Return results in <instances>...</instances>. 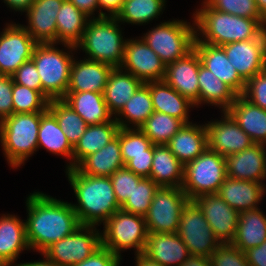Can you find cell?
<instances>
[{"label": "cell", "instance_id": "cell-5", "mask_svg": "<svg viewBox=\"0 0 266 266\" xmlns=\"http://www.w3.org/2000/svg\"><path fill=\"white\" fill-rule=\"evenodd\" d=\"M44 113H13L0 122V143L10 167L17 169L38 150V131Z\"/></svg>", "mask_w": 266, "mask_h": 266}, {"label": "cell", "instance_id": "cell-47", "mask_svg": "<svg viewBox=\"0 0 266 266\" xmlns=\"http://www.w3.org/2000/svg\"><path fill=\"white\" fill-rule=\"evenodd\" d=\"M212 266H250L245 252L232 244H221L210 256Z\"/></svg>", "mask_w": 266, "mask_h": 266}, {"label": "cell", "instance_id": "cell-59", "mask_svg": "<svg viewBox=\"0 0 266 266\" xmlns=\"http://www.w3.org/2000/svg\"><path fill=\"white\" fill-rule=\"evenodd\" d=\"M15 266H58L56 263L48 261L46 258L40 261L20 263Z\"/></svg>", "mask_w": 266, "mask_h": 266}, {"label": "cell", "instance_id": "cell-49", "mask_svg": "<svg viewBox=\"0 0 266 266\" xmlns=\"http://www.w3.org/2000/svg\"><path fill=\"white\" fill-rule=\"evenodd\" d=\"M11 77L14 83L37 90L42 94L41 79L32 59L23 63Z\"/></svg>", "mask_w": 266, "mask_h": 266}, {"label": "cell", "instance_id": "cell-4", "mask_svg": "<svg viewBox=\"0 0 266 266\" xmlns=\"http://www.w3.org/2000/svg\"><path fill=\"white\" fill-rule=\"evenodd\" d=\"M119 24L116 17L90 18L76 49L83 50L88 55L86 59L120 67L127 39L123 38Z\"/></svg>", "mask_w": 266, "mask_h": 266}, {"label": "cell", "instance_id": "cell-28", "mask_svg": "<svg viewBox=\"0 0 266 266\" xmlns=\"http://www.w3.org/2000/svg\"><path fill=\"white\" fill-rule=\"evenodd\" d=\"M150 95L153 109L156 112L168 114L182 120L185 124L189 121V109L194 104L173 89L165 80L149 82Z\"/></svg>", "mask_w": 266, "mask_h": 266}, {"label": "cell", "instance_id": "cell-46", "mask_svg": "<svg viewBox=\"0 0 266 266\" xmlns=\"http://www.w3.org/2000/svg\"><path fill=\"white\" fill-rule=\"evenodd\" d=\"M210 7L246 18H261L255 0H204Z\"/></svg>", "mask_w": 266, "mask_h": 266}, {"label": "cell", "instance_id": "cell-32", "mask_svg": "<svg viewBox=\"0 0 266 266\" xmlns=\"http://www.w3.org/2000/svg\"><path fill=\"white\" fill-rule=\"evenodd\" d=\"M143 82L120 67H114L108 77L103 96L114 117L122 110Z\"/></svg>", "mask_w": 266, "mask_h": 266}, {"label": "cell", "instance_id": "cell-9", "mask_svg": "<svg viewBox=\"0 0 266 266\" xmlns=\"http://www.w3.org/2000/svg\"><path fill=\"white\" fill-rule=\"evenodd\" d=\"M226 178L225 157L207 148L184 166L181 188L189 200H194L201 195L216 194Z\"/></svg>", "mask_w": 266, "mask_h": 266}, {"label": "cell", "instance_id": "cell-45", "mask_svg": "<svg viewBox=\"0 0 266 266\" xmlns=\"http://www.w3.org/2000/svg\"><path fill=\"white\" fill-rule=\"evenodd\" d=\"M142 178L143 177L136 175L126 166L119 168L110 176L113 190L120 206L131 196L135 185H137Z\"/></svg>", "mask_w": 266, "mask_h": 266}, {"label": "cell", "instance_id": "cell-10", "mask_svg": "<svg viewBox=\"0 0 266 266\" xmlns=\"http://www.w3.org/2000/svg\"><path fill=\"white\" fill-rule=\"evenodd\" d=\"M97 226L81 225L69 236L55 242L42 254L58 266H74L90 257L102 246Z\"/></svg>", "mask_w": 266, "mask_h": 266}, {"label": "cell", "instance_id": "cell-54", "mask_svg": "<svg viewBox=\"0 0 266 266\" xmlns=\"http://www.w3.org/2000/svg\"><path fill=\"white\" fill-rule=\"evenodd\" d=\"M123 3L124 0H98L100 11L98 13V18L104 16L116 17V15L120 12ZM101 8H103L105 11L107 10L109 13L103 12Z\"/></svg>", "mask_w": 266, "mask_h": 266}, {"label": "cell", "instance_id": "cell-60", "mask_svg": "<svg viewBox=\"0 0 266 266\" xmlns=\"http://www.w3.org/2000/svg\"><path fill=\"white\" fill-rule=\"evenodd\" d=\"M260 17L266 22V0H255Z\"/></svg>", "mask_w": 266, "mask_h": 266}, {"label": "cell", "instance_id": "cell-7", "mask_svg": "<svg viewBox=\"0 0 266 266\" xmlns=\"http://www.w3.org/2000/svg\"><path fill=\"white\" fill-rule=\"evenodd\" d=\"M183 20L161 22L141 38L167 66L194 49L196 24Z\"/></svg>", "mask_w": 266, "mask_h": 266}, {"label": "cell", "instance_id": "cell-3", "mask_svg": "<svg viewBox=\"0 0 266 266\" xmlns=\"http://www.w3.org/2000/svg\"><path fill=\"white\" fill-rule=\"evenodd\" d=\"M202 3L203 7L193 14L196 24L195 42L223 46L257 38L266 29V22L262 18L235 16L213 9L205 1Z\"/></svg>", "mask_w": 266, "mask_h": 266}, {"label": "cell", "instance_id": "cell-58", "mask_svg": "<svg viewBox=\"0 0 266 266\" xmlns=\"http://www.w3.org/2000/svg\"><path fill=\"white\" fill-rule=\"evenodd\" d=\"M135 256L136 257L134 259H136L135 260L136 266H163L162 264L151 260L150 258L145 256L143 253H140V254L135 255Z\"/></svg>", "mask_w": 266, "mask_h": 266}, {"label": "cell", "instance_id": "cell-22", "mask_svg": "<svg viewBox=\"0 0 266 266\" xmlns=\"http://www.w3.org/2000/svg\"><path fill=\"white\" fill-rule=\"evenodd\" d=\"M143 254L163 266H181L191 255L177 233H148Z\"/></svg>", "mask_w": 266, "mask_h": 266}, {"label": "cell", "instance_id": "cell-1", "mask_svg": "<svg viewBox=\"0 0 266 266\" xmlns=\"http://www.w3.org/2000/svg\"><path fill=\"white\" fill-rule=\"evenodd\" d=\"M26 237L30 250L42 253L81 226L71 203L43 192H33L26 200Z\"/></svg>", "mask_w": 266, "mask_h": 266}, {"label": "cell", "instance_id": "cell-35", "mask_svg": "<svg viewBox=\"0 0 266 266\" xmlns=\"http://www.w3.org/2000/svg\"><path fill=\"white\" fill-rule=\"evenodd\" d=\"M266 241V216L259 208L239 213L237 231L232 245L246 250L257 247Z\"/></svg>", "mask_w": 266, "mask_h": 266}, {"label": "cell", "instance_id": "cell-42", "mask_svg": "<svg viewBox=\"0 0 266 266\" xmlns=\"http://www.w3.org/2000/svg\"><path fill=\"white\" fill-rule=\"evenodd\" d=\"M13 113L46 112L49 101L37 90L13 83Z\"/></svg>", "mask_w": 266, "mask_h": 266}, {"label": "cell", "instance_id": "cell-27", "mask_svg": "<svg viewBox=\"0 0 266 266\" xmlns=\"http://www.w3.org/2000/svg\"><path fill=\"white\" fill-rule=\"evenodd\" d=\"M226 111L253 143L266 145V109L252 104L242 95H237Z\"/></svg>", "mask_w": 266, "mask_h": 266}, {"label": "cell", "instance_id": "cell-15", "mask_svg": "<svg viewBox=\"0 0 266 266\" xmlns=\"http://www.w3.org/2000/svg\"><path fill=\"white\" fill-rule=\"evenodd\" d=\"M221 47L245 83L266 69V29L257 38L231 42Z\"/></svg>", "mask_w": 266, "mask_h": 266}, {"label": "cell", "instance_id": "cell-6", "mask_svg": "<svg viewBox=\"0 0 266 266\" xmlns=\"http://www.w3.org/2000/svg\"><path fill=\"white\" fill-rule=\"evenodd\" d=\"M69 51L55 47V43L37 44L32 60L42 84V95L48 100L63 99L69 87L75 46L63 44ZM71 52V53H70Z\"/></svg>", "mask_w": 266, "mask_h": 266}, {"label": "cell", "instance_id": "cell-21", "mask_svg": "<svg viewBox=\"0 0 266 266\" xmlns=\"http://www.w3.org/2000/svg\"><path fill=\"white\" fill-rule=\"evenodd\" d=\"M114 67L103 62L73 59L67 92L91 91L103 93Z\"/></svg>", "mask_w": 266, "mask_h": 266}, {"label": "cell", "instance_id": "cell-26", "mask_svg": "<svg viewBox=\"0 0 266 266\" xmlns=\"http://www.w3.org/2000/svg\"><path fill=\"white\" fill-rule=\"evenodd\" d=\"M166 145L185 166L208 148L206 125L184 124Z\"/></svg>", "mask_w": 266, "mask_h": 266}, {"label": "cell", "instance_id": "cell-50", "mask_svg": "<svg viewBox=\"0 0 266 266\" xmlns=\"http://www.w3.org/2000/svg\"><path fill=\"white\" fill-rule=\"evenodd\" d=\"M13 83L10 75H0V122L13 114Z\"/></svg>", "mask_w": 266, "mask_h": 266}, {"label": "cell", "instance_id": "cell-8", "mask_svg": "<svg viewBox=\"0 0 266 266\" xmlns=\"http://www.w3.org/2000/svg\"><path fill=\"white\" fill-rule=\"evenodd\" d=\"M101 231L102 246L121 257V251L132 249L135 255L144 252L148 231L145 216L118 210L104 223Z\"/></svg>", "mask_w": 266, "mask_h": 266}, {"label": "cell", "instance_id": "cell-20", "mask_svg": "<svg viewBox=\"0 0 266 266\" xmlns=\"http://www.w3.org/2000/svg\"><path fill=\"white\" fill-rule=\"evenodd\" d=\"M265 146L254 143L246 150L225 157L227 177L263 184L266 178Z\"/></svg>", "mask_w": 266, "mask_h": 266}, {"label": "cell", "instance_id": "cell-44", "mask_svg": "<svg viewBox=\"0 0 266 266\" xmlns=\"http://www.w3.org/2000/svg\"><path fill=\"white\" fill-rule=\"evenodd\" d=\"M152 145L153 143L139 128H120V146L124 164L129 161V155L147 154Z\"/></svg>", "mask_w": 266, "mask_h": 266}, {"label": "cell", "instance_id": "cell-17", "mask_svg": "<svg viewBox=\"0 0 266 266\" xmlns=\"http://www.w3.org/2000/svg\"><path fill=\"white\" fill-rule=\"evenodd\" d=\"M221 113H223L221 120L205 123L210 150L227 157L254 144L227 111Z\"/></svg>", "mask_w": 266, "mask_h": 266}, {"label": "cell", "instance_id": "cell-30", "mask_svg": "<svg viewBox=\"0 0 266 266\" xmlns=\"http://www.w3.org/2000/svg\"><path fill=\"white\" fill-rule=\"evenodd\" d=\"M149 178L159 187H182L184 165L167 145L153 144V161Z\"/></svg>", "mask_w": 266, "mask_h": 266}, {"label": "cell", "instance_id": "cell-18", "mask_svg": "<svg viewBox=\"0 0 266 266\" xmlns=\"http://www.w3.org/2000/svg\"><path fill=\"white\" fill-rule=\"evenodd\" d=\"M201 59L193 49L184 58L177 59L166 66L164 80L194 106H198L199 83L198 72Z\"/></svg>", "mask_w": 266, "mask_h": 266}, {"label": "cell", "instance_id": "cell-52", "mask_svg": "<svg viewBox=\"0 0 266 266\" xmlns=\"http://www.w3.org/2000/svg\"><path fill=\"white\" fill-rule=\"evenodd\" d=\"M122 257L113 254L108 248L101 246L90 257L74 266H118Z\"/></svg>", "mask_w": 266, "mask_h": 266}, {"label": "cell", "instance_id": "cell-57", "mask_svg": "<svg viewBox=\"0 0 266 266\" xmlns=\"http://www.w3.org/2000/svg\"><path fill=\"white\" fill-rule=\"evenodd\" d=\"M181 266H212V264L210 258L190 255V257L184 261Z\"/></svg>", "mask_w": 266, "mask_h": 266}, {"label": "cell", "instance_id": "cell-51", "mask_svg": "<svg viewBox=\"0 0 266 266\" xmlns=\"http://www.w3.org/2000/svg\"><path fill=\"white\" fill-rule=\"evenodd\" d=\"M153 161V145L147 150V154L129 155V161L125 166L136 175L149 178Z\"/></svg>", "mask_w": 266, "mask_h": 266}, {"label": "cell", "instance_id": "cell-31", "mask_svg": "<svg viewBox=\"0 0 266 266\" xmlns=\"http://www.w3.org/2000/svg\"><path fill=\"white\" fill-rule=\"evenodd\" d=\"M63 100L86 122L87 125L103 124L112 121L103 93L91 91L66 92ZM112 118V119H111Z\"/></svg>", "mask_w": 266, "mask_h": 266}, {"label": "cell", "instance_id": "cell-48", "mask_svg": "<svg viewBox=\"0 0 266 266\" xmlns=\"http://www.w3.org/2000/svg\"><path fill=\"white\" fill-rule=\"evenodd\" d=\"M242 96L252 104L266 109V69L245 83Z\"/></svg>", "mask_w": 266, "mask_h": 266}, {"label": "cell", "instance_id": "cell-39", "mask_svg": "<svg viewBox=\"0 0 266 266\" xmlns=\"http://www.w3.org/2000/svg\"><path fill=\"white\" fill-rule=\"evenodd\" d=\"M166 2V0H124L116 18L120 23L143 25L158 18L164 11Z\"/></svg>", "mask_w": 266, "mask_h": 266}, {"label": "cell", "instance_id": "cell-25", "mask_svg": "<svg viewBox=\"0 0 266 266\" xmlns=\"http://www.w3.org/2000/svg\"><path fill=\"white\" fill-rule=\"evenodd\" d=\"M266 194L265 183L227 177L217 194L237 212L256 209Z\"/></svg>", "mask_w": 266, "mask_h": 266}, {"label": "cell", "instance_id": "cell-11", "mask_svg": "<svg viewBox=\"0 0 266 266\" xmlns=\"http://www.w3.org/2000/svg\"><path fill=\"white\" fill-rule=\"evenodd\" d=\"M177 234L193 256L210 258L221 245L204 218L203 211L194 200H189L184 206Z\"/></svg>", "mask_w": 266, "mask_h": 266}, {"label": "cell", "instance_id": "cell-2", "mask_svg": "<svg viewBox=\"0 0 266 266\" xmlns=\"http://www.w3.org/2000/svg\"><path fill=\"white\" fill-rule=\"evenodd\" d=\"M78 204H72L81 225L99 226L120 210L110 177L90 176L76 167L66 170Z\"/></svg>", "mask_w": 266, "mask_h": 266}, {"label": "cell", "instance_id": "cell-29", "mask_svg": "<svg viewBox=\"0 0 266 266\" xmlns=\"http://www.w3.org/2000/svg\"><path fill=\"white\" fill-rule=\"evenodd\" d=\"M125 166L120 146V129L117 136L101 150L85 157L76 168L85 175L110 177Z\"/></svg>", "mask_w": 266, "mask_h": 266}, {"label": "cell", "instance_id": "cell-41", "mask_svg": "<svg viewBox=\"0 0 266 266\" xmlns=\"http://www.w3.org/2000/svg\"><path fill=\"white\" fill-rule=\"evenodd\" d=\"M185 123L168 114L154 111L139 128L155 145H166Z\"/></svg>", "mask_w": 266, "mask_h": 266}, {"label": "cell", "instance_id": "cell-23", "mask_svg": "<svg viewBox=\"0 0 266 266\" xmlns=\"http://www.w3.org/2000/svg\"><path fill=\"white\" fill-rule=\"evenodd\" d=\"M194 49L198 53L203 66L227 84L237 95L243 94L245 82L229 62L225 50L221 46L194 42Z\"/></svg>", "mask_w": 266, "mask_h": 266}, {"label": "cell", "instance_id": "cell-14", "mask_svg": "<svg viewBox=\"0 0 266 266\" xmlns=\"http://www.w3.org/2000/svg\"><path fill=\"white\" fill-rule=\"evenodd\" d=\"M120 68L143 83L164 80L166 74V65L140 37L126 40Z\"/></svg>", "mask_w": 266, "mask_h": 266}, {"label": "cell", "instance_id": "cell-53", "mask_svg": "<svg viewBox=\"0 0 266 266\" xmlns=\"http://www.w3.org/2000/svg\"><path fill=\"white\" fill-rule=\"evenodd\" d=\"M250 266H266V241L245 251Z\"/></svg>", "mask_w": 266, "mask_h": 266}, {"label": "cell", "instance_id": "cell-13", "mask_svg": "<svg viewBox=\"0 0 266 266\" xmlns=\"http://www.w3.org/2000/svg\"><path fill=\"white\" fill-rule=\"evenodd\" d=\"M0 33V75H12L31 60L38 44L20 24L7 23Z\"/></svg>", "mask_w": 266, "mask_h": 266}, {"label": "cell", "instance_id": "cell-37", "mask_svg": "<svg viewBox=\"0 0 266 266\" xmlns=\"http://www.w3.org/2000/svg\"><path fill=\"white\" fill-rule=\"evenodd\" d=\"M41 147L55 155L70 159L66 170L72 168L73 146L60 128L57 119L49 110L41 116L37 148Z\"/></svg>", "mask_w": 266, "mask_h": 266}, {"label": "cell", "instance_id": "cell-34", "mask_svg": "<svg viewBox=\"0 0 266 266\" xmlns=\"http://www.w3.org/2000/svg\"><path fill=\"white\" fill-rule=\"evenodd\" d=\"M89 20L90 18L73 3L64 0L56 18V45L61 43L76 46Z\"/></svg>", "mask_w": 266, "mask_h": 266}, {"label": "cell", "instance_id": "cell-38", "mask_svg": "<svg viewBox=\"0 0 266 266\" xmlns=\"http://www.w3.org/2000/svg\"><path fill=\"white\" fill-rule=\"evenodd\" d=\"M153 112L149 82H147L138 88L114 119L120 128H132V126L140 128ZM130 124H132L131 127H129Z\"/></svg>", "mask_w": 266, "mask_h": 266}, {"label": "cell", "instance_id": "cell-24", "mask_svg": "<svg viewBox=\"0 0 266 266\" xmlns=\"http://www.w3.org/2000/svg\"><path fill=\"white\" fill-rule=\"evenodd\" d=\"M30 250L26 237V225L17 215L0 217V266H15L24 250Z\"/></svg>", "mask_w": 266, "mask_h": 266}, {"label": "cell", "instance_id": "cell-56", "mask_svg": "<svg viewBox=\"0 0 266 266\" xmlns=\"http://www.w3.org/2000/svg\"><path fill=\"white\" fill-rule=\"evenodd\" d=\"M4 3L12 10L26 12L34 0H3Z\"/></svg>", "mask_w": 266, "mask_h": 266}, {"label": "cell", "instance_id": "cell-16", "mask_svg": "<svg viewBox=\"0 0 266 266\" xmlns=\"http://www.w3.org/2000/svg\"><path fill=\"white\" fill-rule=\"evenodd\" d=\"M194 201L198 204L220 244H231L235 238L239 212L216 194H205Z\"/></svg>", "mask_w": 266, "mask_h": 266}, {"label": "cell", "instance_id": "cell-55", "mask_svg": "<svg viewBox=\"0 0 266 266\" xmlns=\"http://www.w3.org/2000/svg\"><path fill=\"white\" fill-rule=\"evenodd\" d=\"M73 3L80 11L86 14L89 18H95L94 12L99 9L98 0H68ZM91 16V17H90Z\"/></svg>", "mask_w": 266, "mask_h": 266}, {"label": "cell", "instance_id": "cell-33", "mask_svg": "<svg viewBox=\"0 0 266 266\" xmlns=\"http://www.w3.org/2000/svg\"><path fill=\"white\" fill-rule=\"evenodd\" d=\"M119 129L120 126L114 118L103 124L88 125L73 147L72 168H75L88 155L101 150L117 136Z\"/></svg>", "mask_w": 266, "mask_h": 266}, {"label": "cell", "instance_id": "cell-19", "mask_svg": "<svg viewBox=\"0 0 266 266\" xmlns=\"http://www.w3.org/2000/svg\"><path fill=\"white\" fill-rule=\"evenodd\" d=\"M64 0H34L25 12L28 25L23 27L38 44H56V18Z\"/></svg>", "mask_w": 266, "mask_h": 266}, {"label": "cell", "instance_id": "cell-12", "mask_svg": "<svg viewBox=\"0 0 266 266\" xmlns=\"http://www.w3.org/2000/svg\"><path fill=\"white\" fill-rule=\"evenodd\" d=\"M188 201L182 188L159 187L145 215L148 233H177L180 214Z\"/></svg>", "mask_w": 266, "mask_h": 266}, {"label": "cell", "instance_id": "cell-40", "mask_svg": "<svg viewBox=\"0 0 266 266\" xmlns=\"http://www.w3.org/2000/svg\"><path fill=\"white\" fill-rule=\"evenodd\" d=\"M48 110L55 116L70 144L74 147L86 131V122L63 99L49 101Z\"/></svg>", "mask_w": 266, "mask_h": 266}, {"label": "cell", "instance_id": "cell-36", "mask_svg": "<svg viewBox=\"0 0 266 266\" xmlns=\"http://www.w3.org/2000/svg\"><path fill=\"white\" fill-rule=\"evenodd\" d=\"M198 83V106L205 103L222 108L221 111H226L237 97V94L227 84L202 64L199 67Z\"/></svg>", "mask_w": 266, "mask_h": 266}, {"label": "cell", "instance_id": "cell-43", "mask_svg": "<svg viewBox=\"0 0 266 266\" xmlns=\"http://www.w3.org/2000/svg\"><path fill=\"white\" fill-rule=\"evenodd\" d=\"M159 186L150 178H142L131 196L121 206V210L145 216L154 198V194Z\"/></svg>", "mask_w": 266, "mask_h": 266}]
</instances>
